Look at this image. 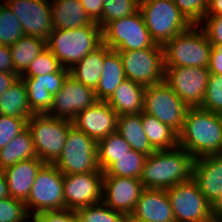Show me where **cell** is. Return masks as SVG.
<instances>
[{"instance_id": "cell-26", "label": "cell", "mask_w": 222, "mask_h": 222, "mask_svg": "<svg viewBox=\"0 0 222 222\" xmlns=\"http://www.w3.org/2000/svg\"><path fill=\"white\" fill-rule=\"evenodd\" d=\"M117 132L129 143L131 149L137 152L148 156L156 151L144 132L141 113L119 115L117 118Z\"/></svg>"}, {"instance_id": "cell-21", "label": "cell", "mask_w": 222, "mask_h": 222, "mask_svg": "<svg viewBox=\"0 0 222 222\" xmlns=\"http://www.w3.org/2000/svg\"><path fill=\"white\" fill-rule=\"evenodd\" d=\"M192 179L213 206L222 195V156L215 154L196 158Z\"/></svg>"}, {"instance_id": "cell-50", "label": "cell", "mask_w": 222, "mask_h": 222, "mask_svg": "<svg viewBox=\"0 0 222 222\" xmlns=\"http://www.w3.org/2000/svg\"><path fill=\"white\" fill-rule=\"evenodd\" d=\"M213 214L214 217L222 216V195L220 199L213 205Z\"/></svg>"}, {"instance_id": "cell-51", "label": "cell", "mask_w": 222, "mask_h": 222, "mask_svg": "<svg viewBox=\"0 0 222 222\" xmlns=\"http://www.w3.org/2000/svg\"><path fill=\"white\" fill-rule=\"evenodd\" d=\"M215 222H222V216L221 217H214Z\"/></svg>"}, {"instance_id": "cell-28", "label": "cell", "mask_w": 222, "mask_h": 222, "mask_svg": "<svg viewBox=\"0 0 222 222\" xmlns=\"http://www.w3.org/2000/svg\"><path fill=\"white\" fill-rule=\"evenodd\" d=\"M0 114L27 119L34 114L29 107L26 85L20 77L0 95Z\"/></svg>"}, {"instance_id": "cell-13", "label": "cell", "mask_w": 222, "mask_h": 222, "mask_svg": "<svg viewBox=\"0 0 222 222\" xmlns=\"http://www.w3.org/2000/svg\"><path fill=\"white\" fill-rule=\"evenodd\" d=\"M164 81L188 107H200L209 77L205 67H164Z\"/></svg>"}, {"instance_id": "cell-9", "label": "cell", "mask_w": 222, "mask_h": 222, "mask_svg": "<svg viewBox=\"0 0 222 222\" xmlns=\"http://www.w3.org/2000/svg\"><path fill=\"white\" fill-rule=\"evenodd\" d=\"M175 222H212L213 206L191 179L166 189Z\"/></svg>"}, {"instance_id": "cell-19", "label": "cell", "mask_w": 222, "mask_h": 222, "mask_svg": "<svg viewBox=\"0 0 222 222\" xmlns=\"http://www.w3.org/2000/svg\"><path fill=\"white\" fill-rule=\"evenodd\" d=\"M117 118V113L107 102L97 101L78 113L72 124L98 142L117 131Z\"/></svg>"}, {"instance_id": "cell-23", "label": "cell", "mask_w": 222, "mask_h": 222, "mask_svg": "<svg viewBox=\"0 0 222 222\" xmlns=\"http://www.w3.org/2000/svg\"><path fill=\"white\" fill-rule=\"evenodd\" d=\"M126 79L122 59L116 50L104 44V67L95 89L98 101H107L118 85Z\"/></svg>"}, {"instance_id": "cell-38", "label": "cell", "mask_w": 222, "mask_h": 222, "mask_svg": "<svg viewBox=\"0 0 222 222\" xmlns=\"http://www.w3.org/2000/svg\"><path fill=\"white\" fill-rule=\"evenodd\" d=\"M200 108L222 114V75L209 74L206 94Z\"/></svg>"}, {"instance_id": "cell-5", "label": "cell", "mask_w": 222, "mask_h": 222, "mask_svg": "<svg viewBox=\"0 0 222 222\" xmlns=\"http://www.w3.org/2000/svg\"><path fill=\"white\" fill-rule=\"evenodd\" d=\"M139 10L151 38L160 46L192 25L172 0H140Z\"/></svg>"}, {"instance_id": "cell-11", "label": "cell", "mask_w": 222, "mask_h": 222, "mask_svg": "<svg viewBox=\"0 0 222 222\" xmlns=\"http://www.w3.org/2000/svg\"><path fill=\"white\" fill-rule=\"evenodd\" d=\"M187 109L188 106L164 80L145 88L143 112L156 117L177 134L182 129Z\"/></svg>"}, {"instance_id": "cell-44", "label": "cell", "mask_w": 222, "mask_h": 222, "mask_svg": "<svg viewBox=\"0 0 222 222\" xmlns=\"http://www.w3.org/2000/svg\"><path fill=\"white\" fill-rule=\"evenodd\" d=\"M207 68L210 74L222 75V44L212 46Z\"/></svg>"}, {"instance_id": "cell-20", "label": "cell", "mask_w": 222, "mask_h": 222, "mask_svg": "<svg viewBox=\"0 0 222 222\" xmlns=\"http://www.w3.org/2000/svg\"><path fill=\"white\" fill-rule=\"evenodd\" d=\"M129 219L134 222H175L166 190L144 188Z\"/></svg>"}, {"instance_id": "cell-16", "label": "cell", "mask_w": 222, "mask_h": 222, "mask_svg": "<svg viewBox=\"0 0 222 222\" xmlns=\"http://www.w3.org/2000/svg\"><path fill=\"white\" fill-rule=\"evenodd\" d=\"M2 2L19 19L24 35L47 41L54 29L51 4L48 0H5Z\"/></svg>"}, {"instance_id": "cell-45", "label": "cell", "mask_w": 222, "mask_h": 222, "mask_svg": "<svg viewBox=\"0 0 222 222\" xmlns=\"http://www.w3.org/2000/svg\"><path fill=\"white\" fill-rule=\"evenodd\" d=\"M104 0H80L83 8L94 21L98 22L102 18Z\"/></svg>"}, {"instance_id": "cell-2", "label": "cell", "mask_w": 222, "mask_h": 222, "mask_svg": "<svg viewBox=\"0 0 222 222\" xmlns=\"http://www.w3.org/2000/svg\"><path fill=\"white\" fill-rule=\"evenodd\" d=\"M195 158L179 146L169 150H156L148 155L140 181L143 188L168 189L189 181L193 175Z\"/></svg>"}, {"instance_id": "cell-49", "label": "cell", "mask_w": 222, "mask_h": 222, "mask_svg": "<svg viewBox=\"0 0 222 222\" xmlns=\"http://www.w3.org/2000/svg\"><path fill=\"white\" fill-rule=\"evenodd\" d=\"M6 197H10L8 185L3 171L0 170V199H4Z\"/></svg>"}, {"instance_id": "cell-18", "label": "cell", "mask_w": 222, "mask_h": 222, "mask_svg": "<svg viewBox=\"0 0 222 222\" xmlns=\"http://www.w3.org/2000/svg\"><path fill=\"white\" fill-rule=\"evenodd\" d=\"M69 75V69L35 77H20L26 85L29 107L34 114H47L52 106L53 95L61 88Z\"/></svg>"}, {"instance_id": "cell-3", "label": "cell", "mask_w": 222, "mask_h": 222, "mask_svg": "<svg viewBox=\"0 0 222 222\" xmlns=\"http://www.w3.org/2000/svg\"><path fill=\"white\" fill-rule=\"evenodd\" d=\"M102 43L101 26L90 24L75 29H53L46 46L63 68L71 69Z\"/></svg>"}, {"instance_id": "cell-35", "label": "cell", "mask_w": 222, "mask_h": 222, "mask_svg": "<svg viewBox=\"0 0 222 222\" xmlns=\"http://www.w3.org/2000/svg\"><path fill=\"white\" fill-rule=\"evenodd\" d=\"M23 35L19 19L5 3L0 4V45L10 47Z\"/></svg>"}, {"instance_id": "cell-48", "label": "cell", "mask_w": 222, "mask_h": 222, "mask_svg": "<svg viewBox=\"0 0 222 222\" xmlns=\"http://www.w3.org/2000/svg\"><path fill=\"white\" fill-rule=\"evenodd\" d=\"M206 15H222V0H210Z\"/></svg>"}, {"instance_id": "cell-36", "label": "cell", "mask_w": 222, "mask_h": 222, "mask_svg": "<svg viewBox=\"0 0 222 222\" xmlns=\"http://www.w3.org/2000/svg\"><path fill=\"white\" fill-rule=\"evenodd\" d=\"M139 3L140 0H104L102 18L97 23L103 29L111 21L136 13Z\"/></svg>"}, {"instance_id": "cell-41", "label": "cell", "mask_w": 222, "mask_h": 222, "mask_svg": "<svg viewBox=\"0 0 222 222\" xmlns=\"http://www.w3.org/2000/svg\"><path fill=\"white\" fill-rule=\"evenodd\" d=\"M27 118L11 117L0 114V149L27 127Z\"/></svg>"}, {"instance_id": "cell-10", "label": "cell", "mask_w": 222, "mask_h": 222, "mask_svg": "<svg viewBox=\"0 0 222 222\" xmlns=\"http://www.w3.org/2000/svg\"><path fill=\"white\" fill-rule=\"evenodd\" d=\"M63 181L64 174L54 164L45 163L38 171L29 197L24 202L27 212L30 208L35 209L32 215L65 210Z\"/></svg>"}, {"instance_id": "cell-6", "label": "cell", "mask_w": 222, "mask_h": 222, "mask_svg": "<svg viewBox=\"0 0 222 222\" xmlns=\"http://www.w3.org/2000/svg\"><path fill=\"white\" fill-rule=\"evenodd\" d=\"M72 122L48 114H33L27 121L37 157L53 164L60 156Z\"/></svg>"}, {"instance_id": "cell-34", "label": "cell", "mask_w": 222, "mask_h": 222, "mask_svg": "<svg viewBox=\"0 0 222 222\" xmlns=\"http://www.w3.org/2000/svg\"><path fill=\"white\" fill-rule=\"evenodd\" d=\"M75 222H126L127 217L100 202L80 208L74 212Z\"/></svg>"}, {"instance_id": "cell-40", "label": "cell", "mask_w": 222, "mask_h": 222, "mask_svg": "<svg viewBox=\"0 0 222 222\" xmlns=\"http://www.w3.org/2000/svg\"><path fill=\"white\" fill-rule=\"evenodd\" d=\"M184 17L192 24L201 26L208 10L207 0H172Z\"/></svg>"}, {"instance_id": "cell-37", "label": "cell", "mask_w": 222, "mask_h": 222, "mask_svg": "<svg viewBox=\"0 0 222 222\" xmlns=\"http://www.w3.org/2000/svg\"><path fill=\"white\" fill-rule=\"evenodd\" d=\"M62 66L58 59L46 47L38 56L30 63L28 69L20 77H35L49 73L58 72Z\"/></svg>"}, {"instance_id": "cell-22", "label": "cell", "mask_w": 222, "mask_h": 222, "mask_svg": "<svg viewBox=\"0 0 222 222\" xmlns=\"http://www.w3.org/2000/svg\"><path fill=\"white\" fill-rule=\"evenodd\" d=\"M44 164L42 160L35 157L3 169L10 197L25 202L29 197L34 179Z\"/></svg>"}, {"instance_id": "cell-46", "label": "cell", "mask_w": 222, "mask_h": 222, "mask_svg": "<svg viewBox=\"0 0 222 222\" xmlns=\"http://www.w3.org/2000/svg\"><path fill=\"white\" fill-rule=\"evenodd\" d=\"M0 72L16 73L9 46L0 45Z\"/></svg>"}, {"instance_id": "cell-24", "label": "cell", "mask_w": 222, "mask_h": 222, "mask_svg": "<svg viewBox=\"0 0 222 222\" xmlns=\"http://www.w3.org/2000/svg\"><path fill=\"white\" fill-rule=\"evenodd\" d=\"M145 88L141 84L125 79L106 102L118 116L142 113Z\"/></svg>"}, {"instance_id": "cell-15", "label": "cell", "mask_w": 222, "mask_h": 222, "mask_svg": "<svg viewBox=\"0 0 222 222\" xmlns=\"http://www.w3.org/2000/svg\"><path fill=\"white\" fill-rule=\"evenodd\" d=\"M97 101L94 89L68 75L62 88L53 95L52 106L47 114L72 122L78 113L93 106Z\"/></svg>"}, {"instance_id": "cell-12", "label": "cell", "mask_w": 222, "mask_h": 222, "mask_svg": "<svg viewBox=\"0 0 222 222\" xmlns=\"http://www.w3.org/2000/svg\"><path fill=\"white\" fill-rule=\"evenodd\" d=\"M128 80L145 87L164 80L163 48H146L131 51H118Z\"/></svg>"}, {"instance_id": "cell-4", "label": "cell", "mask_w": 222, "mask_h": 222, "mask_svg": "<svg viewBox=\"0 0 222 222\" xmlns=\"http://www.w3.org/2000/svg\"><path fill=\"white\" fill-rule=\"evenodd\" d=\"M211 49L212 45L202 27L191 25L163 46L164 67L207 68Z\"/></svg>"}, {"instance_id": "cell-8", "label": "cell", "mask_w": 222, "mask_h": 222, "mask_svg": "<svg viewBox=\"0 0 222 222\" xmlns=\"http://www.w3.org/2000/svg\"><path fill=\"white\" fill-rule=\"evenodd\" d=\"M53 164L64 175L101 171L98 165L97 142L72 125L62 152Z\"/></svg>"}, {"instance_id": "cell-43", "label": "cell", "mask_w": 222, "mask_h": 222, "mask_svg": "<svg viewBox=\"0 0 222 222\" xmlns=\"http://www.w3.org/2000/svg\"><path fill=\"white\" fill-rule=\"evenodd\" d=\"M34 222H75L74 211H43L33 215Z\"/></svg>"}, {"instance_id": "cell-17", "label": "cell", "mask_w": 222, "mask_h": 222, "mask_svg": "<svg viewBox=\"0 0 222 222\" xmlns=\"http://www.w3.org/2000/svg\"><path fill=\"white\" fill-rule=\"evenodd\" d=\"M143 189L140 179L103 176L102 202L129 218Z\"/></svg>"}, {"instance_id": "cell-14", "label": "cell", "mask_w": 222, "mask_h": 222, "mask_svg": "<svg viewBox=\"0 0 222 222\" xmlns=\"http://www.w3.org/2000/svg\"><path fill=\"white\" fill-rule=\"evenodd\" d=\"M102 171L64 175L63 195L65 209L76 211L80 208L102 202Z\"/></svg>"}, {"instance_id": "cell-27", "label": "cell", "mask_w": 222, "mask_h": 222, "mask_svg": "<svg viewBox=\"0 0 222 222\" xmlns=\"http://www.w3.org/2000/svg\"><path fill=\"white\" fill-rule=\"evenodd\" d=\"M76 65L69 69V75L95 90L104 67V43L89 52Z\"/></svg>"}, {"instance_id": "cell-30", "label": "cell", "mask_w": 222, "mask_h": 222, "mask_svg": "<svg viewBox=\"0 0 222 222\" xmlns=\"http://www.w3.org/2000/svg\"><path fill=\"white\" fill-rule=\"evenodd\" d=\"M46 40L34 36L23 35L14 45L10 53L15 72L21 76L30 63L46 48Z\"/></svg>"}, {"instance_id": "cell-39", "label": "cell", "mask_w": 222, "mask_h": 222, "mask_svg": "<svg viewBox=\"0 0 222 222\" xmlns=\"http://www.w3.org/2000/svg\"><path fill=\"white\" fill-rule=\"evenodd\" d=\"M29 216L24 201L12 197L0 199V222H27Z\"/></svg>"}, {"instance_id": "cell-42", "label": "cell", "mask_w": 222, "mask_h": 222, "mask_svg": "<svg viewBox=\"0 0 222 222\" xmlns=\"http://www.w3.org/2000/svg\"><path fill=\"white\" fill-rule=\"evenodd\" d=\"M202 23L211 45L222 44V15H206Z\"/></svg>"}, {"instance_id": "cell-7", "label": "cell", "mask_w": 222, "mask_h": 222, "mask_svg": "<svg viewBox=\"0 0 222 222\" xmlns=\"http://www.w3.org/2000/svg\"><path fill=\"white\" fill-rule=\"evenodd\" d=\"M102 37L103 43L116 51L163 48L151 38L140 10L127 17L109 22L102 29Z\"/></svg>"}, {"instance_id": "cell-47", "label": "cell", "mask_w": 222, "mask_h": 222, "mask_svg": "<svg viewBox=\"0 0 222 222\" xmlns=\"http://www.w3.org/2000/svg\"><path fill=\"white\" fill-rule=\"evenodd\" d=\"M19 77L17 73L0 72V95L8 90Z\"/></svg>"}, {"instance_id": "cell-1", "label": "cell", "mask_w": 222, "mask_h": 222, "mask_svg": "<svg viewBox=\"0 0 222 222\" xmlns=\"http://www.w3.org/2000/svg\"><path fill=\"white\" fill-rule=\"evenodd\" d=\"M178 146L195 159L220 154L222 150V114L200 107H188L182 129L178 133Z\"/></svg>"}, {"instance_id": "cell-29", "label": "cell", "mask_w": 222, "mask_h": 222, "mask_svg": "<svg viewBox=\"0 0 222 222\" xmlns=\"http://www.w3.org/2000/svg\"><path fill=\"white\" fill-rule=\"evenodd\" d=\"M37 157L28 127L20 132L5 147L0 149V170L12 166L19 161Z\"/></svg>"}, {"instance_id": "cell-31", "label": "cell", "mask_w": 222, "mask_h": 222, "mask_svg": "<svg viewBox=\"0 0 222 222\" xmlns=\"http://www.w3.org/2000/svg\"><path fill=\"white\" fill-rule=\"evenodd\" d=\"M144 132L155 150H169L178 146V134L156 117L141 113Z\"/></svg>"}, {"instance_id": "cell-52", "label": "cell", "mask_w": 222, "mask_h": 222, "mask_svg": "<svg viewBox=\"0 0 222 222\" xmlns=\"http://www.w3.org/2000/svg\"><path fill=\"white\" fill-rule=\"evenodd\" d=\"M126 222H134V221H131L129 218H127V221Z\"/></svg>"}, {"instance_id": "cell-25", "label": "cell", "mask_w": 222, "mask_h": 222, "mask_svg": "<svg viewBox=\"0 0 222 222\" xmlns=\"http://www.w3.org/2000/svg\"><path fill=\"white\" fill-rule=\"evenodd\" d=\"M51 4L52 24L54 29H75L94 22L80 0H53Z\"/></svg>"}, {"instance_id": "cell-32", "label": "cell", "mask_w": 222, "mask_h": 222, "mask_svg": "<svg viewBox=\"0 0 222 222\" xmlns=\"http://www.w3.org/2000/svg\"><path fill=\"white\" fill-rule=\"evenodd\" d=\"M129 143L116 131L97 142L98 165L104 172L118 157L131 151Z\"/></svg>"}, {"instance_id": "cell-33", "label": "cell", "mask_w": 222, "mask_h": 222, "mask_svg": "<svg viewBox=\"0 0 222 222\" xmlns=\"http://www.w3.org/2000/svg\"><path fill=\"white\" fill-rule=\"evenodd\" d=\"M147 155L131 150L118 157L105 171L103 176H119L140 179Z\"/></svg>"}]
</instances>
